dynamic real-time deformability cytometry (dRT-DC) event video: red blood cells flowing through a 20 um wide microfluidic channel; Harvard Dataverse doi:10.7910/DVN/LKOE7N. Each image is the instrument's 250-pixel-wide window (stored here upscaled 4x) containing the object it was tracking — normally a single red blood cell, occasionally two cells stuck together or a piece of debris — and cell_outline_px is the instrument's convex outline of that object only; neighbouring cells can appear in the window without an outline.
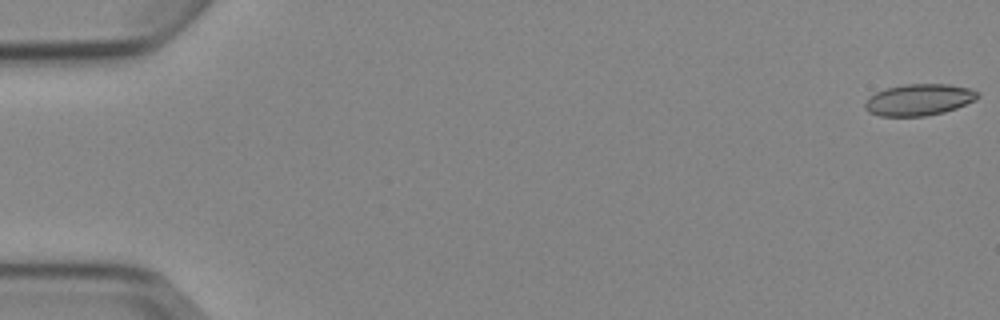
{"species": "Egyptian fruit bat (a non-hibernating species)", "species_latin": "Rousettus aegyptiacus", "temperature_condition": "cold", "stored_images_in_passage": 5, "camera_frame_rate_fps": 3000, "um_per_image_px": 0.085, "animal": {"sex": "female"}, "frame": {"image": 1, "passage_image": 1, "time_ms": 0.0, "image_size_px": [1000, 320], "cell_outline_px": [[980, 96], [976, 100], [956, 108], [944, 112], [924, 116], [880, 116], [868, 112], [864, 108], [864, 104], [876, 92], [884, 88], [904, 84], [948, 84], [968, 88], [980, 92]], "centroid_in_image_um": [78.13, 8.47], "position_along_channel_um": 6.9, "area_um2": 20.75}}
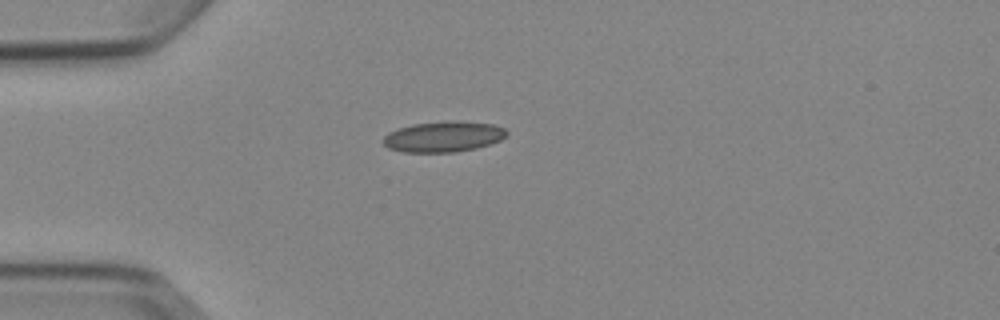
{"frame": {"image": 2, "passage_image": 5, "time_ms": 4.667, "image_size_px": [1000, 320], "cell_outline_px": [[508, 136], [500, 140], [476, 148], [456, 152], [404, 152], [388, 148], [380, 140], [388, 132], [412, 124], [448, 120], [492, 124], [504, 128], [508, 132]], "centroid_in_image_um": [37.67, 11.61], "position_along_channel_um": 47.3, "area_um2": 22.14}}